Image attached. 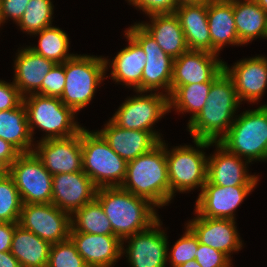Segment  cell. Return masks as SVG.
I'll use <instances>...</instances> for the list:
<instances>
[{
  "mask_svg": "<svg viewBox=\"0 0 267 267\" xmlns=\"http://www.w3.org/2000/svg\"><path fill=\"white\" fill-rule=\"evenodd\" d=\"M30 0H1V23L10 17L16 24L24 14Z\"/></svg>",
  "mask_w": 267,
  "mask_h": 267,
  "instance_id": "cell-42",
  "label": "cell"
},
{
  "mask_svg": "<svg viewBox=\"0 0 267 267\" xmlns=\"http://www.w3.org/2000/svg\"><path fill=\"white\" fill-rule=\"evenodd\" d=\"M33 152L52 175L83 171L81 131L66 138L40 140Z\"/></svg>",
  "mask_w": 267,
  "mask_h": 267,
  "instance_id": "cell-14",
  "label": "cell"
},
{
  "mask_svg": "<svg viewBox=\"0 0 267 267\" xmlns=\"http://www.w3.org/2000/svg\"><path fill=\"white\" fill-rule=\"evenodd\" d=\"M199 246L198 237L187 226L186 232L177 240L167 255L172 267H179L181 264L195 259V254Z\"/></svg>",
  "mask_w": 267,
  "mask_h": 267,
  "instance_id": "cell-37",
  "label": "cell"
},
{
  "mask_svg": "<svg viewBox=\"0 0 267 267\" xmlns=\"http://www.w3.org/2000/svg\"><path fill=\"white\" fill-rule=\"evenodd\" d=\"M70 232L114 235L111 222L96 199L85 204L71 215Z\"/></svg>",
  "mask_w": 267,
  "mask_h": 267,
  "instance_id": "cell-31",
  "label": "cell"
},
{
  "mask_svg": "<svg viewBox=\"0 0 267 267\" xmlns=\"http://www.w3.org/2000/svg\"><path fill=\"white\" fill-rule=\"evenodd\" d=\"M51 0H30L17 23L20 29L33 34L52 26L53 7Z\"/></svg>",
  "mask_w": 267,
  "mask_h": 267,
  "instance_id": "cell-34",
  "label": "cell"
},
{
  "mask_svg": "<svg viewBox=\"0 0 267 267\" xmlns=\"http://www.w3.org/2000/svg\"><path fill=\"white\" fill-rule=\"evenodd\" d=\"M69 238L88 267H112L122 256V241L115 235L70 232Z\"/></svg>",
  "mask_w": 267,
  "mask_h": 267,
  "instance_id": "cell-22",
  "label": "cell"
},
{
  "mask_svg": "<svg viewBox=\"0 0 267 267\" xmlns=\"http://www.w3.org/2000/svg\"><path fill=\"white\" fill-rule=\"evenodd\" d=\"M160 219L149 228L137 232L122 241V254L127 253L128 263L132 267H166L168 242L161 229ZM124 249V241L128 240ZM124 251V252H123Z\"/></svg>",
  "mask_w": 267,
  "mask_h": 267,
  "instance_id": "cell-13",
  "label": "cell"
},
{
  "mask_svg": "<svg viewBox=\"0 0 267 267\" xmlns=\"http://www.w3.org/2000/svg\"><path fill=\"white\" fill-rule=\"evenodd\" d=\"M231 68L223 63V70L232 79L239 101H258L267 88V58H245Z\"/></svg>",
  "mask_w": 267,
  "mask_h": 267,
  "instance_id": "cell-18",
  "label": "cell"
},
{
  "mask_svg": "<svg viewBox=\"0 0 267 267\" xmlns=\"http://www.w3.org/2000/svg\"><path fill=\"white\" fill-rule=\"evenodd\" d=\"M125 32L141 46L146 54V64L142 72V92H152V90L157 91L164 88L169 96L174 59L160 48L156 40L140 23L132 25Z\"/></svg>",
  "mask_w": 267,
  "mask_h": 267,
  "instance_id": "cell-10",
  "label": "cell"
},
{
  "mask_svg": "<svg viewBox=\"0 0 267 267\" xmlns=\"http://www.w3.org/2000/svg\"><path fill=\"white\" fill-rule=\"evenodd\" d=\"M219 143L248 162L267 160V105L243 112Z\"/></svg>",
  "mask_w": 267,
  "mask_h": 267,
  "instance_id": "cell-6",
  "label": "cell"
},
{
  "mask_svg": "<svg viewBox=\"0 0 267 267\" xmlns=\"http://www.w3.org/2000/svg\"><path fill=\"white\" fill-rule=\"evenodd\" d=\"M195 260L201 267H231L230 258L222 251L199 243Z\"/></svg>",
  "mask_w": 267,
  "mask_h": 267,
  "instance_id": "cell-39",
  "label": "cell"
},
{
  "mask_svg": "<svg viewBox=\"0 0 267 267\" xmlns=\"http://www.w3.org/2000/svg\"><path fill=\"white\" fill-rule=\"evenodd\" d=\"M0 138L12 144L20 153L33 152V138L23 102L16 108L0 111Z\"/></svg>",
  "mask_w": 267,
  "mask_h": 267,
  "instance_id": "cell-30",
  "label": "cell"
},
{
  "mask_svg": "<svg viewBox=\"0 0 267 267\" xmlns=\"http://www.w3.org/2000/svg\"><path fill=\"white\" fill-rule=\"evenodd\" d=\"M267 13V0H253Z\"/></svg>",
  "mask_w": 267,
  "mask_h": 267,
  "instance_id": "cell-49",
  "label": "cell"
},
{
  "mask_svg": "<svg viewBox=\"0 0 267 267\" xmlns=\"http://www.w3.org/2000/svg\"><path fill=\"white\" fill-rule=\"evenodd\" d=\"M23 202L12 177L0 178V222L18 223Z\"/></svg>",
  "mask_w": 267,
  "mask_h": 267,
  "instance_id": "cell-35",
  "label": "cell"
},
{
  "mask_svg": "<svg viewBox=\"0 0 267 267\" xmlns=\"http://www.w3.org/2000/svg\"><path fill=\"white\" fill-rule=\"evenodd\" d=\"M23 103L32 138L35 127L47 133L41 140L70 137L83 129L74 121L76 112L58 97L33 93L24 96Z\"/></svg>",
  "mask_w": 267,
  "mask_h": 267,
  "instance_id": "cell-7",
  "label": "cell"
},
{
  "mask_svg": "<svg viewBox=\"0 0 267 267\" xmlns=\"http://www.w3.org/2000/svg\"><path fill=\"white\" fill-rule=\"evenodd\" d=\"M65 84L64 63H56L42 82V95L60 98Z\"/></svg>",
  "mask_w": 267,
  "mask_h": 267,
  "instance_id": "cell-38",
  "label": "cell"
},
{
  "mask_svg": "<svg viewBox=\"0 0 267 267\" xmlns=\"http://www.w3.org/2000/svg\"><path fill=\"white\" fill-rule=\"evenodd\" d=\"M97 187L83 172L59 173L52 178V204L72 215L82 206L92 202Z\"/></svg>",
  "mask_w": 267,
  "mask_h": 267,
  "instance_id": "cell-16",
  "label": "cell"
},
{
  "mask_svg": "<svg viewBox=\"0 0 267 267\" xmlns=\"http://www.w3.org/2000/svg\"><path fill=\"white\" fill-rule=\"evenodd\" d=\"M138 93V97L125 100L110 120L121 128L156 132L152 125L170 111L169 96L161 92L146 96Z\"/></svg>",
  "mask_w": 267,
  "mask_h": 267,
  "instance_id": "cell-12",
  "label": "cell"
},
{
  "mask_svg": "<svg viewBox=\"0 0 267 267\" xmlns=\"http://www.w3.org/2000/svg\"><path fill=\"white\" fill-rule=\"evenodd\" d=\"M235 220L196 216L187 226L198 237L199 243L222 251L228 257L239 251L242 241L235 226Z\"/></svg>",
  "mask_w": 267,
  "mask_h": 267,
  "instance_id": "cell-20",
  "label": "cell"
},
{
  "mask_svg": "<svg viewBox=\"0 0 267 267\" xmlns=\"http://www.w3.org/2000/svg\"><path fill=\"white\" fill-rule=\"evenodd\" d=\"M21 153L9 142L0 138V159L11 165Z\"/></svg>",
  "mask_w": 267,
  "mask_h": 267,
  "instance_id": "cell-44",
  "label": "cell"
},
{
  "mask_svg": "<svg viewBox=\"0 0 267 267\" xmlns=\"http://www.w3.org/2000/svg\"><path fill=\"white\" fill-rule=\"evenodd\" d=\"M108 59L74 55L64 62L66 84L61 101L76 113L86 107L94 97L96 87L105 78Z\"/></svg>",
  "mask_w": 267,
  "mask_h": 267,
  "instance_id": "cell-5",
  "label": "cell"
},
{
  "mask_svg": "<svg viewBox=\"0 0 267 267\" xmlns=\"http://www.w3.org/2000/svg\"><path fill=\"white\" fill-rule=\"evenodd\" d=\"M18 223L0 222V252L11 249L14 230Z\"/></svg>",
  "mask_w": 267,
  "mask_h": 267,
  "instance_id": "cell-43",
  "label": "cell"
},
{
  "mask_svg": "<svg viewBox=\"0 0 267 267\" xmlns=\"http://www.w3.org/2000/svg\"><path fill=\"white\" fill-rule=\"evenodd\" d=\"M256 185L218 186L208 180L196 200L195 213L206 218L232 219L234 211Z\"/></svg>",
  "mask_w": 267,
  "mask_h": 267,
  "instance_id": "cell-15",
  "label": "cell"
},
{
  "mask_svg": "<svg viewBox=\"0 0 267 267\" xmlns=\"http://www.w3.org/2000/svg\"><path fill=\"white\" fill-rule=\"evenodd\" d=\"M95 199L111 222L114 235L121 241L149 228L159 219L154 210L156 206L121 186L97 188Z\"/></svg>",
  "mask_w": 267,
  "mask_h": 267,
  "instance_id": "cell-2",
  "label": "cell"
},
{
  "mask_svg": "<svg viewBox=\"0 0 267 267\" xmlns=\"http://www.w3.org/2000/svg\"><path fill=\"white\" fill-rule=\"evenodd\" d=\"M35 34L40 36L39 45L29 46L35 53L55 63H64L74 56V54L67 53L69 48L68 35L60 28L50 26Z\"/></svg>",
  "mask_w": 267,
  "mask_h": 267,
  "instance_id": "cell-33",
  "label": "cell"
},
{
  "mask_svg": "<svg viewBox=\"0 0 267 267\" xmlns=\"http://www.w3.org/2000/svg\"><path fill=\"white\" fill-rule=\"evenodd\" d=\"M147 15L174 13L179 6L176 0H128Z\"/></svg>",
  "mask_w": 267,
  "mask_h": 267,
  "instance_id": "cell-40",
  "label": "cell"
},
{
  "mask_svg": "<svg viewBox=\"0 0 267 267\" xmlns=\"http://www.w3.org/2000/svg\"><path fill=\"white\" fill-rule=\"evenodd\" d=\"M189 50L211 53L208 2L182 4L175 9Z\"/></svg>",
  "mask_w": 267,
  "mask_h": 267,
  "instance_id": "cell-24",
  "label": "cell"
},
{
  "mask_svg": "<svg viewBox=\"0 0 267 267\" xmlns=\"http://www.w3.org/2000/svg\"><path fill=\"white\" fill-rule=\"evenodd\" d=\"M23 102V96L12 82L0 80V111L18 107Z\"/></svg>",
  "mask_w": 267,
  "mask_h": 267,
  "instance_id": "cell-41",
  "label": "cell"
},
{
  "mask_svg": "<svg viewBox=\"0 0 267 267\" xmlns=\"http://www.w3.org/2000/svg\"><path fill=\"white\" fill-rule=\"evenodd\" d=\"M216 154L207 157V180L218 186L257 185L258 176L249 175L248 161L229 152L219 142H215Z\"/></svg>",
  "mask_w": 267,
  "mask_h": 267,
  "instance_id": "cell-21",
  "label": "cell"
},
{
  "mask_svg": "<svg viewBox=\"0 0 267 267\" xmlns=\"http://www.w3.org/2000/svg\"><path fill=\"white\" fill-rule=\"evenodd\" d=\"M197 149L190 146H177L170 150L166 147V160L170 191L172 198L177 191L186 192L195 189L197 186L203 188L207 181V156L198 150L207 148L214 142L206 140L193 141Z\"/></svg>",
  "mask_w": 267,
  "mask_h": 267,
  "instance_id": "cell-8",
  "label": "cell"
},
{
  "mask_svg": "<svg viewBox=\"0 0 267 267\" xmlns=\"http://www.w3.org/2000/svg\"><path fill=\"white\" fill-rule=\"evenodd\" d=\"M9 175H10V165L4 159H0V178Z\"/></svg>",
  "mask_w": 267,
  "mask_h": 267,
  "instance_id": "cell-46",
  "label": "cell"
},
{
  "mask_svg": "<svg viewBox=\"0 0 267 267\" xmlns=\"http://www.w3.org/2000/svg\"><path fill=\"white\" fill-rule=\"evenodd\" d=\"M0 267H21L10 251L0 252Z\"/></svg>",
  "mask_w": 267,
  "mask_h": 267,
  "instance_id": "cell-45",
  "label": "cell"
},
{
  "mask_svg": "<svg viewBox=\"0 0 267 267\" xmlns=\"http://www.w3.org/2000/svg\"><path fill=\"white\" fill-rule=\"evenodd\" d=\"M239 105L233 81L223 70L212 81L203 108L188 122L193 140L219 142L235 121L233 116Z\"/></svg>",
  "mask_w": 267,
  "mask_h": 267,
  "instance_id": "cell-1",
  "label": "cell"
},
{
  "mask_svg": "<svg viewBox=\"0 0 267 267\" xmlns=\"http://www.w3.org/2000/svg\"><path fill=\"white\" fill-rule=\"evenodd\" d=\"M18 224L55 244L69 239L71 215L52 203L23 204Z\"/></svg>",
  "mask_w": 267,
  "mask_h": 267,
  "instance_id": "cell-11",
  "label": "cell"
},
{
  "mask_svg": "<svg viewBox=\"0 0 267 267\" xmlns=\"http://www.w3.org/2000/svg\"><path fill=\"white\" fill-rule=\"evenodd\" d=\"M208 24L212 54H219L225 44L242 45L235 27L233 0H209Z\"/></svg>",
  "mask_w": 267,
  "mask_h": 267,
  "instance_id": "cell-26",
  "label": "cell"
},
{
  "mask_svg": "<svg viewBox=\"0 0 267 267\" xmlns=\"http://www.w3.org/2000/svg\"><path fill=\"white\" fill-rule=\"evenodd\" d=\"M1 9H2V4H1V0H0V25H1Z\"/></svg>",
  "mask_w": 267,
  "mask_h": 267,
  "instance_id": "cell-50",
  "label": "cell"
},
{
  "mask_svg": "<svg viewBox=\"0 0 267 267\" xmlns=\"http://www.w3.org/2000/svg\"><path fill=\"white\" fill-rule=\"evenodd\" d=\"M125 35L129 45L112 60L111 78L129 87L133 86L136 92H142V72L146 64V54L128 33L125 32Z\"/></svg>",
  "mask_w": 267,
  "mask_h": 267,
  "instance_id": "cell-27",
  "label": "cell"
},
{
  "mask_svg": "<svg viewBox=\"0 0 267 267\" xmlns=\"http://www.w3.org/2000/svg\"><path fill=\"white\" fill-rule=\"evenodd\" d=\"M235 27L240 43L267 39V13L253 0H233Z\"/></svg>",
  "mask_w": 267,
  "mask_h": 267,
  "instance_id": "cell-29",
  "label": "cell"
},
{
  "mask_svg": "<svg viewBox=\"0 0 267 267\" xmlns=\"http://www.w3.org/2000/svg\"><path fill=\"white\" fill-rule=\"evenodd\" d=\"M14 64L13 83L24 97L33 93L42 95V82L56 63L26 47L18 51Z\"/></svg>",
  "mask_w": 267,
  "mask_h": 267,
  "instance_id": "cell-23",
  "label": "cell"
},
{
  "mask_svg": "<svg viewBox=\"0 0 267 267\" xmlns=\"http://www.w3.org/2000/svg\"><path fill=\"white\" fill-rule=\"evenodd\" d=\"M47 267H88L69 238L51 244Z\"/></svg>",
  "mask_w": 267,
  "mask_h": 267,
  "instance_id": "cell-36",
  "label": "cell"
},
{
  "mask_svg": "<svg viewBox=\"0 0 267 267\" xmlns=\"http://www.w3.org/2000/svg\"><path fill=\"white\" fill-rule=\"evenodd\" d=\"M23 204L51 203L52 178L34 152L21 153L10 165Z\"/></svg>",
  "mask_w": 267,
  "mask_h": 267,
  "instance_id": "cell-9",
  "label": "cell"
},
{
  "mask_svg": "<svg viewBox=\"0 0 267 267\" xmlns=\"http://www.w3.org/2000/svg\"><path fill=\"white\" fill-rule=\"evenodd\" d=\"M178 5L182 4H193V3H203L208 2L209 0H176Z\"/></svg>",
  "mask_w": 267,
  "mask_h": 267,
  "instance_id": "cell-47",
  "label": "cell"
},
{
  "mask_svg": "<svg viewBox=\"0 0 267 267\" xmlns=\"http://www.w3.org/2000/svg\"><path fill=\"white\" fill-rule=\"evenodd\" d=\"M51 244L17 224L10 252L21 267H47Z\"/></svg>",
  "mask_w": 267,
  "mask_h": 267,
  "instance_id": "cell-28",
  "label": "cell"
},
{
  "mask_svg": "<svg viewBox=\"0 0 267 267\" xmlns=\"http://www.w3.org/2000/svg\"><path fill=\"white\" fill-rule=\"evenodd\" d=\"M121 187L149 200L154 206H165L172 199L166 160V144L161 141L151 151L127 162Z\"/></svg>",
  "mask_w": 267,
  "mask_h": 267,
  "instance_id": "cell-3",
  "label": "cell"
},
{
  "mask_svg": "<svg viewBox=\"0 0 267 267\" xmlns=\"http://www.w3.org/2000/svg\"><path fill=\"white\" fill-rule=\"evenodd\" d=\"M179 267H201V266L194 259V260L181 264Z\"/></svg>",
  "mask_w": 267,
  "mask_h": 267,
  "instance_id": "cell-48",
  "label": "cell"
},
{
  "mask_svg": "<svg viewBox=\"0 0 267 267\" xmlns=\"http://www.w3.org/2000/svg\"><path fill=\"white\" fill-rule=\"evenodd\" d=\"M97 132L126 162L148 153L162 141L158 132L121 128L111 120Z\"/></svg>",
  "mask_w": 267,
  "mask_h": 267,
  "instance_id": "cell-19",
  "label": "cell"
},
{
  "mask_svg": "<svg viewBox=\"0 0 267 267\" xmlns=\"http://www.w3.org/2000/svg\"><path fill=\"white\" fill-rule=\"evenodd\" d=\"M212 82L171 86L169 109L176 108L179 112H192L193 119L203 108L209 94Z\"/></svg>",
  "mask_w": 267,
  "mask_h": 267,
  "instance_id": "cell-32",
  "label": "cell"
},
{
  "mask_svg": "<svg viewBox=\"0 0 267 267\" xmlns=\"http://www.w3.org/2000/svg\"><path fill=\"white\" fill-rule=\"evenodd\" d=\"M83 172L97 188L121 186L127 162L96 131L81 130Z\"/></svg>",
  "mask_w": 267,
  "mask_h": 267,
  "instance_id": "cell-4",
  "label": "cell"
},
{
  "mask_svg": "<svg viewBox=\"0 0 267 267\" xmlns=\"http://www.w3.org/2000/svg\"><path fill=\"white\" fill-rule=\"evenodd\" d=\"M217 54L188 50L173 61L171 86L212 82L222 71L223 61Z\"/></svg>",
  "mask_w": 267,
  "mask_h": 267,
  "instance_id": "cell-17",
  "label": "cell"
},
{
  "mask_svg": "<svg viewBox=\"0 0 267 267\" xmlns=\"http://www.w3.org/2000/svg\"><path fill=\"white\" fill-rule=\"evenodd\" d=\"M151 24L140 25L156 40L160 48L173 59L188 51L185 34L175 13L148 15Z\"/></svg>",
  "mask_w": 267,
  "mask_h": 267,
  "instance_id": "cell-25",
  "label": "cell"
}]
</instances>
